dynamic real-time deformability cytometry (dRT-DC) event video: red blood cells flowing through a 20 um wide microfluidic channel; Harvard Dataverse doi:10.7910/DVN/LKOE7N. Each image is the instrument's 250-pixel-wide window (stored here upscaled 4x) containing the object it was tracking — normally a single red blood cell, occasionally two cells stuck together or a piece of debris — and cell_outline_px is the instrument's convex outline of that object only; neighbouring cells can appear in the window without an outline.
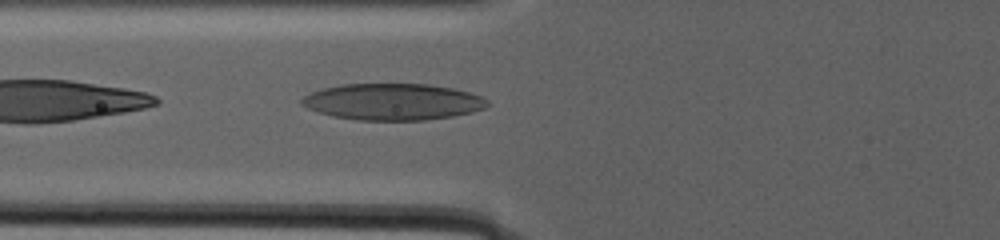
{"species": "human", "species_latin": "Homo sapiens", "temperature_condition": "warm", "stored_images_in_passage": 61, "camera_frame_rate_fps": 3000, "um_per_image_px": 0.085, "donor": {"sex": "male"}, "frame": {"image": 1, "passage_image": 6, "time_ms": 1.333, "image_size_px": [1000, 240], "cell_outline_px": [[488, 104], [484, 108], [472, 112], [452, 116], [424, 120], [356, 120], [332, 116], [308, 108], [300, 104], [300, 100], [304, 96], [312, 92], [324, 88], [340, 84], [428, 84], [452, 88], [468, 92], [480, 96], [488, 100]], "centroid_in_image_um": [33.37, 8.65], "position_along_channel_um": 92.4, "area_um2": 39.36}}
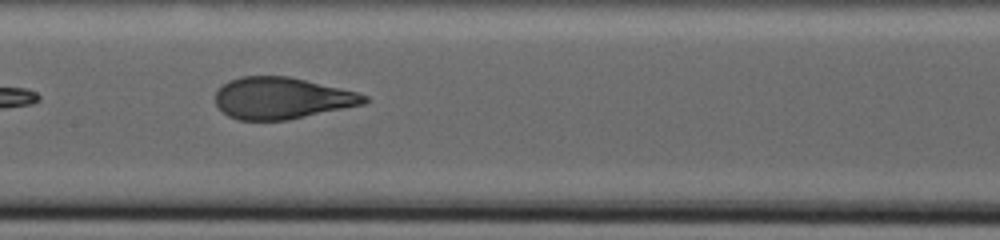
{"frame": {"image": 2, "passage_image": 28, "time_ms": 6.0, "image_size_px": [1000, 240], "cell_outline_px": [[368, 100], [364, 104], [288, 120], [236, 120], [228, 116], [216, 104], [216, 92], [228, 80], [240, 76], [288, 76], [356, 92], [368, 96]], "centroid_in_image_um": [23.93, 8.35], "position_along_channel_um": 183.5, "area_um2": 35.89}}
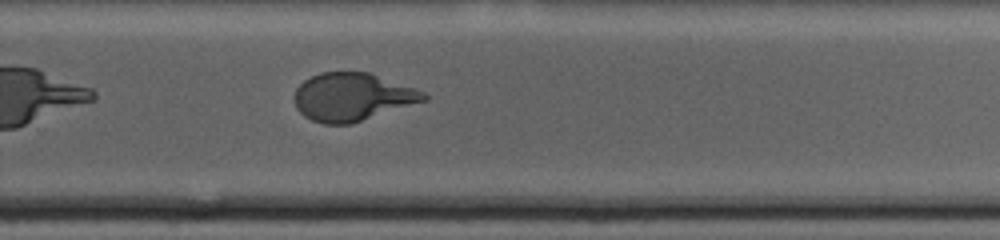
{"frame": {"image": 3, "passage_image": 61, "time_ms": 12.0, "image_size_px": [1000, 240], "cell_outline_px": [[428, 100], [352, 124], [324, 124], [312, 120], [304, 116], [296, 108], [296, 88], [304, 80], [320, 72], [368, 72], [424, 92], [428, 96]], "centroid_in_image_um": [29.95, 8.25], "position_along_channel_um": 299.8, "area_um2": 35.95}}